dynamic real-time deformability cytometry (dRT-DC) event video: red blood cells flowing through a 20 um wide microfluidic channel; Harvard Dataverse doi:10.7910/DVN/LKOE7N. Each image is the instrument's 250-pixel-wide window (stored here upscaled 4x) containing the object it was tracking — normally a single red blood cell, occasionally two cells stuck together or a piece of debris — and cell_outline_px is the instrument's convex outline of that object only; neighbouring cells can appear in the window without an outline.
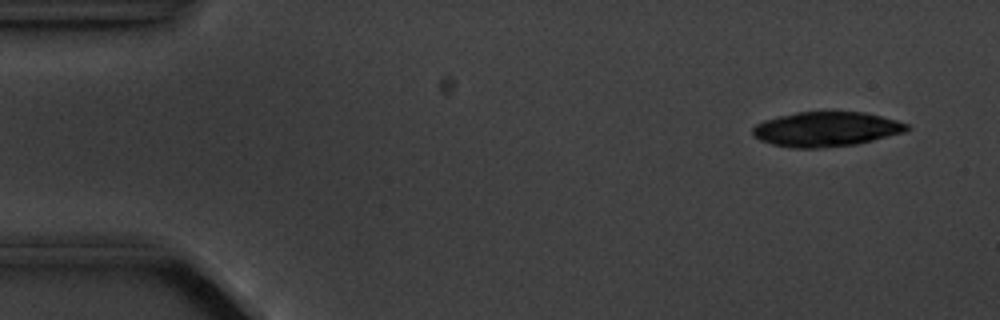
{"species": "common noctule bat (a hibernating species)", "species_latin": "Nyctalus noctula", "temperature_condition": "cold", "stored_images_in_passage": 4, "camera_frame_rate_fps": 3000, "um_per_image_px": 0.085, "animal": {"sex": "male", "body_mass_g": 20.1, "forearm_length_mm": 53.5}, "frame": {"image": 1, "passage_image": 1, "time_ms": 0.0, "image_size_px": [1000, 320], "cell_outline_px": [[912, 128], [904, 132], [856, 144], [820, 148], [792, 148], [772, 144], [760, 140], [752, 136], [752, 128], [756, 124], [764, 120], [796, 112], [864, 112], [896, 120], [908, 124]], "centroid_in_image_um": [70.2, 10.98], "position_along_channel_um": 14.8, "area_um2": 31.1}}